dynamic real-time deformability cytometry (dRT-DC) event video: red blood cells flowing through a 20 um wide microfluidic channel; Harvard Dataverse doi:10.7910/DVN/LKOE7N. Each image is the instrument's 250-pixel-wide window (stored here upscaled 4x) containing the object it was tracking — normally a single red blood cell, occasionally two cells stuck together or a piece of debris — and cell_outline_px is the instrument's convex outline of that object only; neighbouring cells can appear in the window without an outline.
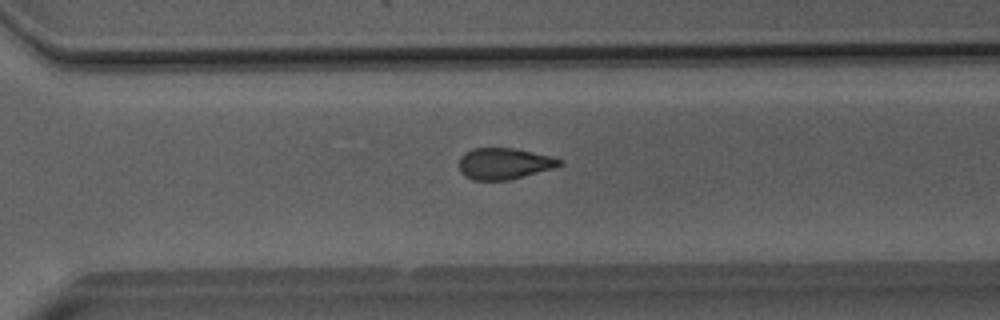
{"species": "Egyptian fruit bat (a non-hibernating species)", "species_latin": "Rousettus aegyptiacus", "temperature_condition": "room temperature", "stored_images_in_passage": 51, "camera_frame_rate_fps": 3000, "um_per_image_px": 0.085, "animal": {"sex": "male"}, "frame": {"image": 1, "passage_image": 36, "time_ms": 11.667, "image_size_px": [1000, 320], "cell_outline_px": [[564, 164], [556, 168], [508, 180], [472, 180], [464, 176], [460, 172], [460, 156], [464, 152], [472, 148], [516, 148], [552, 156], [564, 160]], "centroid_in_image_um": [42.89, 13.9], "position_along_channel_um": 327.7, "area_um2": 18.67}}
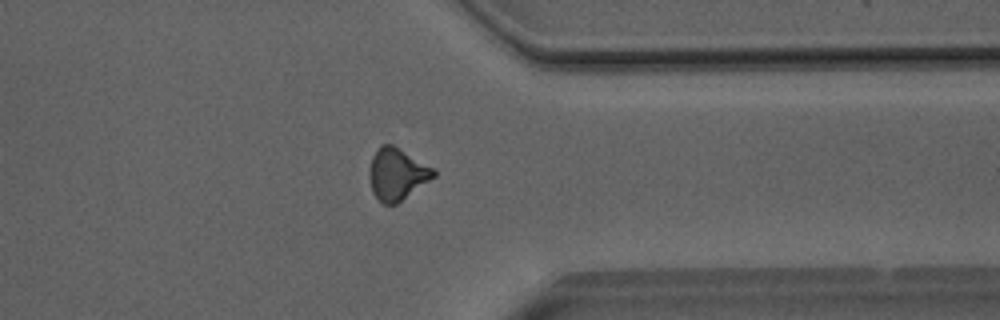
{"frame": {"image": 2, "passage_image": 40, "time_ms": 13.0, "image_size_px": [1000, 320], "cell_outline_px": [[436, 176], [396, 204], [384, 204], [372, 192], [368, 176], [368, 168], [372, 156], [380, 144], [392, 144], [436, 168]], "centroid_in_image_um": [33.74, 14.77], "position_along_channel_um": 377.7, "area_um2": 19.65}}
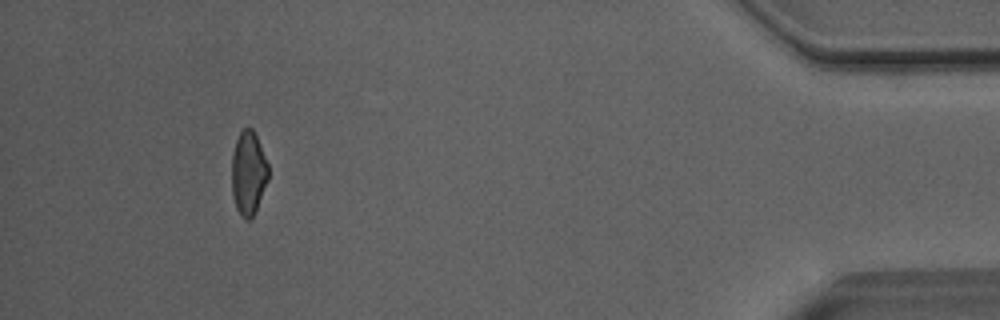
{"frame": {"image": 3, "passage_image": 47, "time_ms": 15.333, "image_size_px": [1000, 320], "cell_outline_px": [[268, 180], [256, 208], [252, 216], [248, 220], [244, 220], [240, 216], [236, 208], [232, 192], [232, 152], [236, 140], [240, 132], [244, 128], [252, 128], [256, 136], [268, 164]], "centroid_in_image_um": [21.1, 14.71], "position_along_channel_um": 414.1, "area_um2": 17.69}, "authors_computed_cell_mechanics": {"area_um2": 19.652, "velocity_mm_per_s": 4.0836, "shape_relaxation_time_tau1_ms": null, "shape_relaxation_time_tau2_ms": 3.1656, "deformation_change_tau1": null, "deformation_change_tau2": 0.1085}}